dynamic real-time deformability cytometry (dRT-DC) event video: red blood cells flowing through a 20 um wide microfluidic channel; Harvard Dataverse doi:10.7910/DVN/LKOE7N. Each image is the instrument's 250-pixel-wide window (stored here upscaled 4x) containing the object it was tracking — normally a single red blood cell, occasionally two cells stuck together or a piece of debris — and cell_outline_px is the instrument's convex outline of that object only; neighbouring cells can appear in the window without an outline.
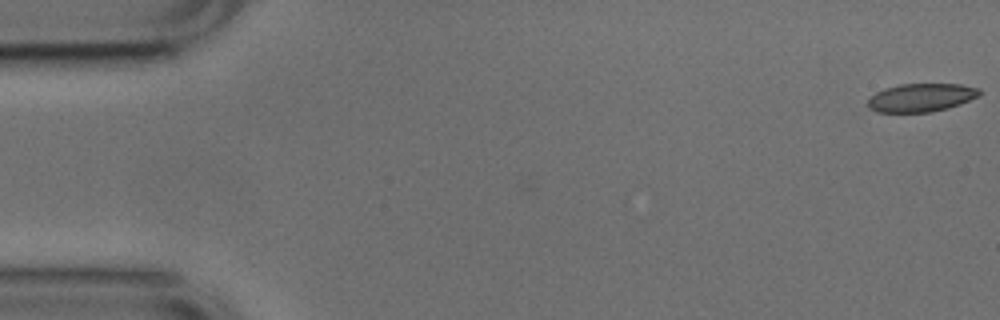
{"species": "common noctule bat (a hibernating species)", "species_latin": "Nyctalus noctula", "temperature_condition": "cold", "stored_images_in_passage": 49, "camera_frame_rate_fps": 3000, "um_per_image_px": 0.085, "animal": {"sex": "male", "body_mass_g": 17.9, "forearm_length_mm": 54.2}, "frame": {"image": 1, "passage_image": 1, "time_ms": 0.0, "image_size_px": [1000, 320], "cell_outline_px": [[980, 96], [960, 104], [948, 108], [932, 112], [876, 112], [868, 108], [868, 100], [876, 92], [884, 88], [900, 84], [960, 84], [980, 88]], "centroid_in_image_um": [78.31, 8.29], "position_along_channel_um": 6.7, "area_um2": 18.5}}
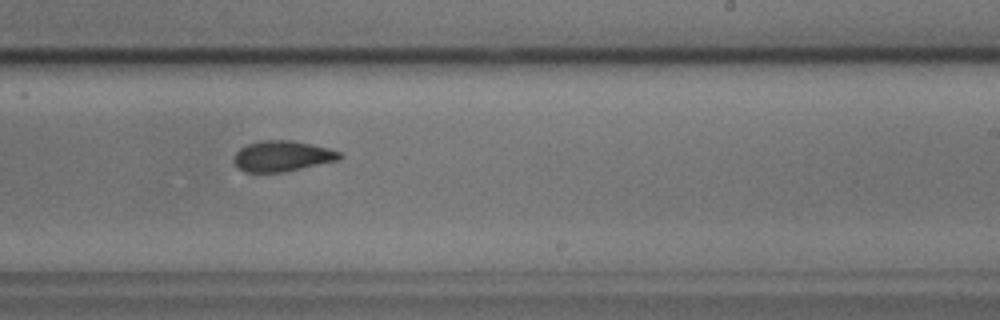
{"frame": {"image": 2, "passage_image": 32, "time_ms": 10.333, "image_size_px": [1000, 320], "cell_outline_px": [[344, 156], [340, 160], [284, 172], [244, 172], [232, 160], [236, 152], [240, 148], [248, 144], [260, 140], [288, 140], [328, 148], [340, 152]], "centroid_in_image_um": [24.0, 13.27], "position_along_channel_um": 265.0, "area_um2": 18.84}}
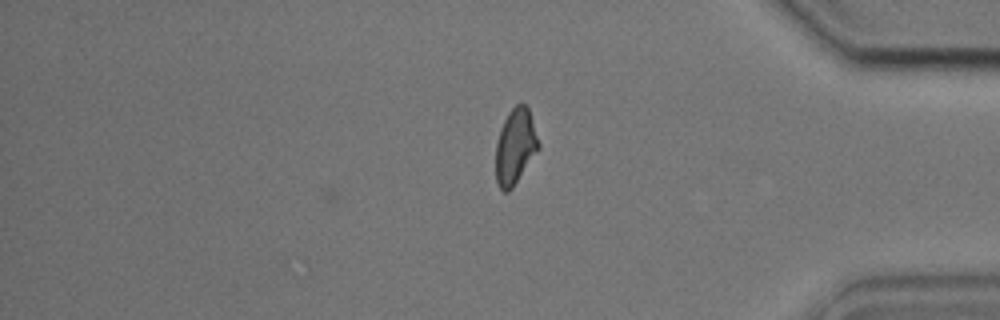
{"frame": {"image": 3, "passage_image": 44, "time_ms": 14.333, "image_size_px": [1000, 320], "cell_outline_px": [[540, 148], [512, 188], [508, 192], [504, 192], [500, 188], [496, 180], [496, 144], [500, 128], [508, 112], [516, 104], [524, 104], [528, 108], [540, 144]], "centroid_in_image_um": [43.79, 12.46], "position_along_channel_um": 391.4, "area_um2": 18.73}, "authors_computed_cell_mechanics": {"area_um2": 19.4208, "velocity_mm_per_s": 3.7883, "shape_relaxation_time_tau1_ms": 5.9594, "shape_relaxation_time_tau2_ms": 1.5096, "deformation_change_tau1": 0.1204, "deformation_change_tau2": 0.0692}}